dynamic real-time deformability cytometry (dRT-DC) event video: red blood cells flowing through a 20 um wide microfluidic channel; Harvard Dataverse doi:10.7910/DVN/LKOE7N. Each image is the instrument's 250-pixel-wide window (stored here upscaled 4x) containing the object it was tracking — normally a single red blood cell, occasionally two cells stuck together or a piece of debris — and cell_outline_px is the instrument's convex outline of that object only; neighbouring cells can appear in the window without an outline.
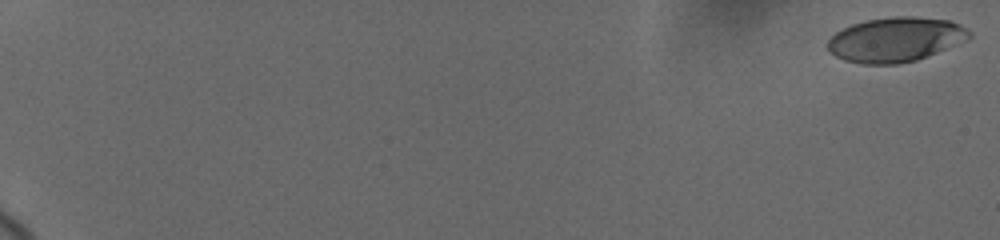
{"species": "human", "species_latin": "Homo sapiens", "temperature_condition": "cold", "stored_images_in_passage": 75, "camera_frame_rate_fps": 3000, "um_per_image_px": 0.085, "donor": {"sex": "female"}, "frame": {"image": 1, "passage_image": 1, "time_ms": 0.0, "image_size_px": [1000, 240], "cell_outline_px": [[972, 36], [936, 52], [916, 60], [896, 64], [860, 64], [844, 60], [828, 52], [828, 40], [836, 32], [852, 24], [864, 20], [892, 16], [912, 16], [948, 20], [960, 24], [972, 32]], "centroid_in_image_um": [76.08, 3.35], "position_along_channel_um": 8.9, "area_um2": 36.59}}
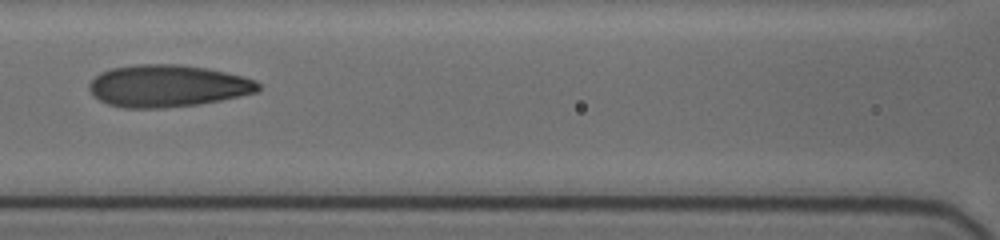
{"frame": {"image": 2, "passage_image": 45, "time_ms": 10.0, "image_size_px": [1000, 240], "cell_outline_px": [[260, 88], [256, 92], [240, 96], [220, 100], [196, 104], [160, 108], [124, 108], [108, 104], [100, 100], [88, 88], [88, 84], [100, 72], [112, 68], [132, 64], [180, 64], [208, 68], [244, 76], [256, 80], [260, 84]], "centroid_in_image_um": [14.25, 7.29], "position_along_channel_um": 152.3, "area_um2": 41.5}}
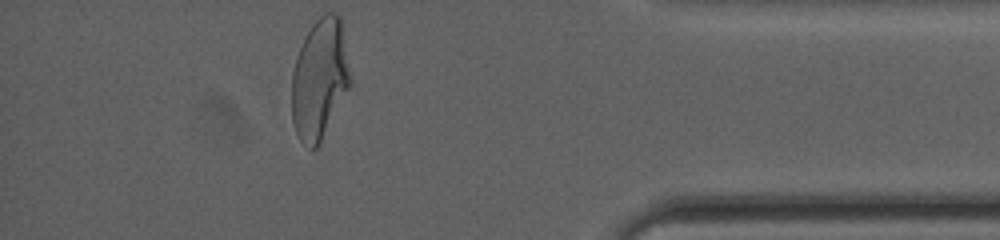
{"frame": {"image": 3, "passage_image": 75, "time_ms": 17.667, "image_size_px": [1000, 240], "cell_outline_px": [[348, 88], [316, 148], [312, 152], [300, 140], [296, 132], [292, 120], [292, 72], [296, 56], [304, 36], [312, 24], [320, 16], [328, 12], [336, 12], [340, 16], [348, 72]], "centroid_in_image_um": [27.1, 6.7], "position_along_channel_um": 408.1, "area_um2": 40.0}, "authors_computed_cell_mechanics": {"area_um2": 39.0728, "velocity_mm_per_s": 3.6812, "shape_relaxation_time_tau1_ms": 4.8062, "shape_relaxation_time_tau2_ms": 1.0708, "deformation_change_tau1": 0.2027, "deformation_change_tau2": 0.0848}}